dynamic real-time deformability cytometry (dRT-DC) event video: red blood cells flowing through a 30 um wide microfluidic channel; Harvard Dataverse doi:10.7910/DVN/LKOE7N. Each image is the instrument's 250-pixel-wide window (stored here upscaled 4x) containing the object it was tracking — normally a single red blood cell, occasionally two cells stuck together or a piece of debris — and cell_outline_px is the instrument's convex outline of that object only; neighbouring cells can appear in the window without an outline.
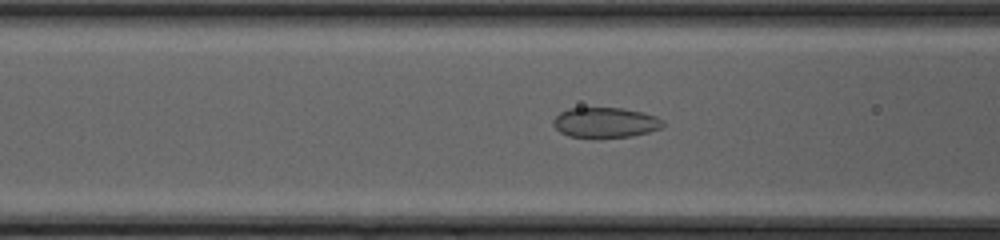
{"species": "common noctule bat (a hibernating species)", "species_latin": "Nyctalus noctula", "temperature_condition": "cold", "stored_images_in_passage": 49, "camera_frame_rate_fps": 3000, "um_per_image_px": 0.085, "animal": {"sex": "female", "body_mass_g": 20.0, "forearm_length_mm": 54.0}, "frame": {"image": 1, "passage_image": 21, "time_ms": 6.667, "image_size_px": [1000, 240], "cell_outline_px": [[664, 124], [660, 128], [648, 132], [632, 136], [568, 136], [560, 132], [552, 124], [552, 120], [560, 112], [568, 108], [624, 108], [644, 112], [656, 116], [664, 120]], "centroid_in_image_um": [51.46, 10.38], "position_along_channel_um": 115.1, "area_um2": 19.07}}
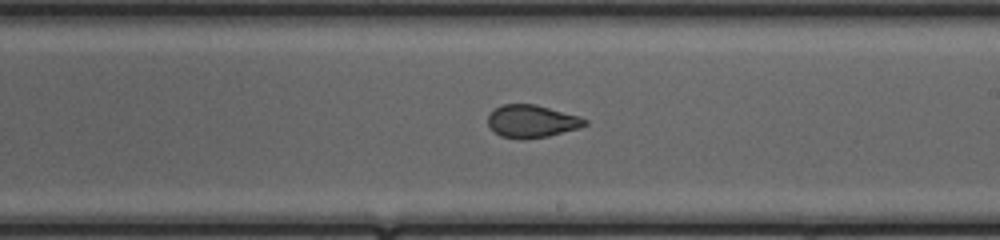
{"frame": {"image": 2, "passage_image": 30, "time_ms": 9.667, "image_size_px": [1000, 240], "cell_outline_px": [[588, 124], [580, 128], [548, 136], [524, 140], [520, 140], [500, 136], [488, 124], [488, 116], [492, 108], [504, 104], [536, 104], [580, 116], [588, 120]], "centroid_in_image_um": [45.21, 10.31], "position_along_channel_um": 243.8, "area_um2": 18.73}}
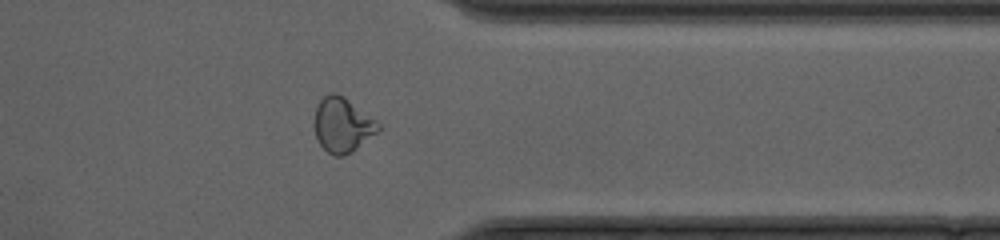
{"frame": {"image": 3, "passage_image": 40, "time_ms": 13.0, "image_size_px": [1000, 240], "cell_outline_px": [[380, 128], [376, 132], [352, 152], [344, 156], [332, 156], [316, 140], [312, 124], [316, 104], [324, 96], [332, 92], [336, 92], [344, 96], [376, 120], [380, 124]], "centroid_in_image_um": [29.04, 10.61], "position_along_channel_um": 382.4, "area_um2": 20.63}, "authors_computed_cell_mechanics": {"area_um2": 20.6346, "velocity_mm_per_s": 4.2801, "shape_relaxation_time_tau1_ms": null, "shape_relaxation_time_tau2_ms": 0.9932, "deformation_change_tau1": null, "deformation_change_tau2": 0.0659}}